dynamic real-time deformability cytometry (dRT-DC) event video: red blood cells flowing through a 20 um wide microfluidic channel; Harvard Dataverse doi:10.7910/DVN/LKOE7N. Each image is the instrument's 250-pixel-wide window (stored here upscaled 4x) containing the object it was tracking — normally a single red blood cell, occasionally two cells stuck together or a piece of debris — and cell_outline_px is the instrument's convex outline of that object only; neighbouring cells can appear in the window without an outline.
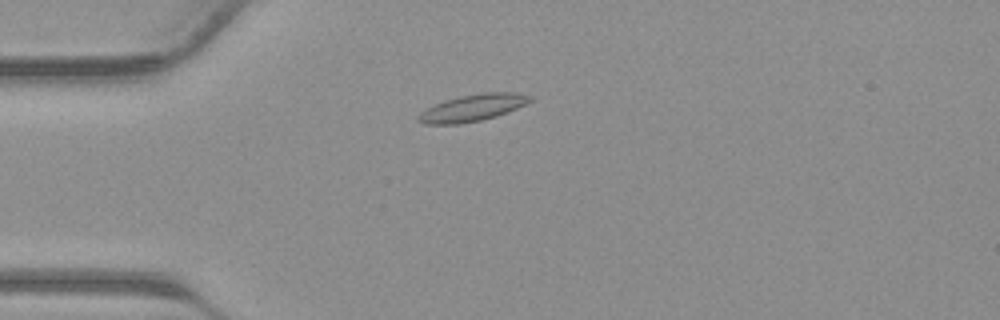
{"species": "common noctule bat (a hibernating species)", "species_latin": "Nyctalus noctula", "temperature_condition": "warm", "stored_images_in_passage": 40, "camera_frame_rate_fps": 3000, "um_per_image_px": 0.085, "animal": {"sex": "male", "body_mass_g": 23.1, "forearm_length_mm": 52.7}, "frame": {"image": 1, "passage_image": 9, "time_ms": 2.667, "image_size_px": [1000, 320], "cell_outline_px": [[532, 100], [516, 108], [496, 116], [480, 120], [460, 124], [424, 124], [416, 120], [416, 116], [420, 112], [444, 100], [460, 96], [484, 92], [516, 92], [532, 96]], "centroid_in_image_um": [40.14, 9.16], "position_along_channel_um": 44.9, "area_um2": 17.34}}
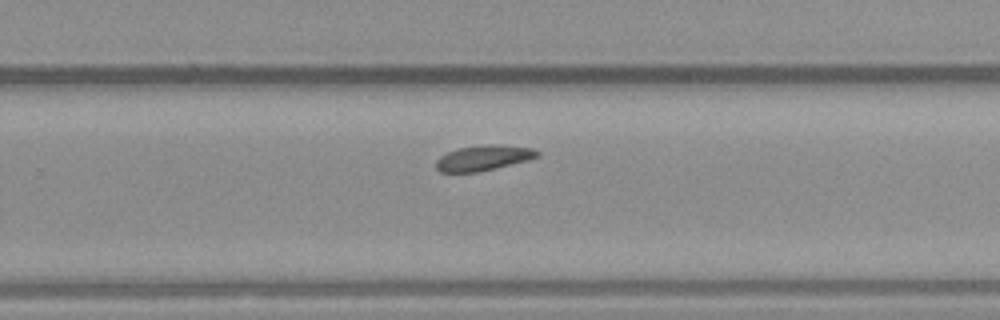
{"frame": {"image": 2, "passage_image": 25, "time_ms": 8.0, "image_size_px": [1000, 320], "cell_outline_px": [[540, 156], [528, 160], [480, 172], [440, 172], [436, 168], [436, 160], [440, 156], [456, 148], [488, 144], [500, 144], [532, 148], [540, 152]], "centroid_in_image_um": [41.1, 13.41], "position_along_channel_um": 288.7, "area_um2": 15.09}}
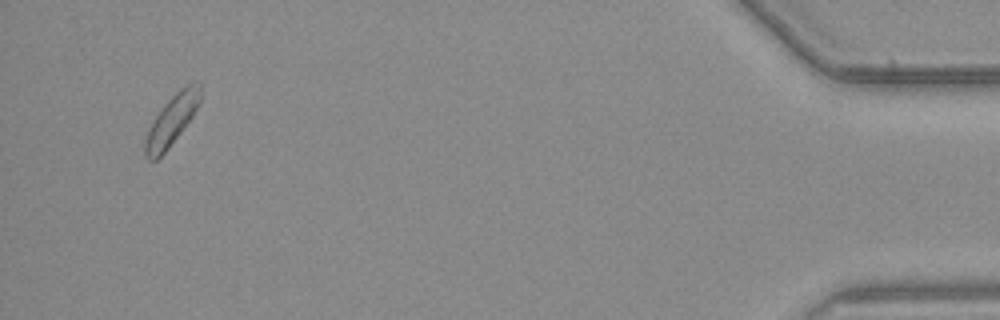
{"frame": {"image": 3, "passage_image": 38, "time_ms": 12.333, "image_size_px": [1000, 320], "cell_outline_px": [[200, 104], [192, 116], [168, 148], [156, 160], [148, 160], [144, 156], [144, 140], [148, 128], [164, 104], [176, 92], [188, 84], [200, 84]], "centroid_in_image_um": [14.55, 10.26], "position_along_channel_um": 420.6, "area_um2": 15.72}}